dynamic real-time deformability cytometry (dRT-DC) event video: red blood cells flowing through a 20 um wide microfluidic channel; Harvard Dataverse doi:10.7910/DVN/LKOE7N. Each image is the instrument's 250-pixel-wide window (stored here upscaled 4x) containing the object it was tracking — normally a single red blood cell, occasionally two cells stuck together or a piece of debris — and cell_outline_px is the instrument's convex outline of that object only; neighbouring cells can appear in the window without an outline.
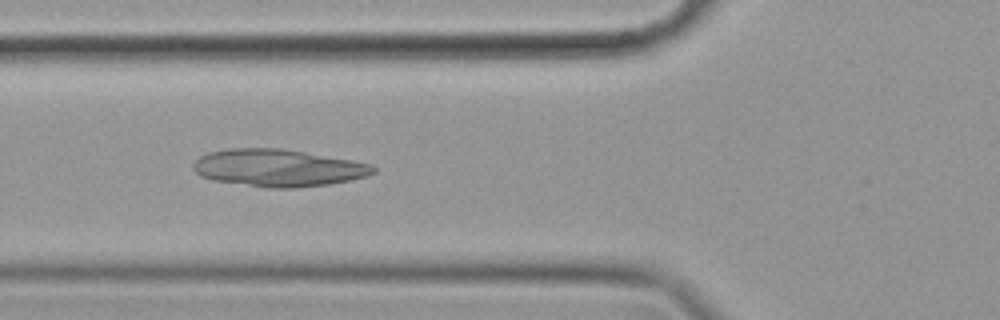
{"species": "common noctule bat (a hibernating species)", "species_latin": "Nyctalus noctula", "temperature_condition": "cold", "stored_images_in_passage": 44, "camera_frame_rate_fps": 3000, "um_per_image_px": 0.085, "animal": {"sex": "female", "body_mass_g": 19.9}, "frame": {"image": 1, "passage_image": 12, "time_ms": 3.667, "image_size_px": [1000, 320], "cell_outline_px": [[376, 172], [368, 176], [328, 184], [292, 188], [268, 188], [212, 180], [200, 176], [192, 168], [192, 164], [200, 156], [208, 152], [228, 148], [280, 148], [304, 152], [372, 164], [376, 168]], "centroid_in_image_um": [23.6, 14.27], "position_along_channel_um": 102.2, "area_um2": 39.02}}
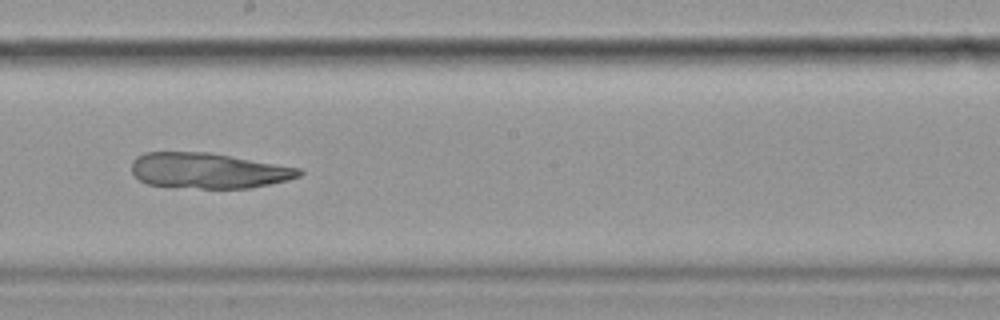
{"frame": {"image": 2, "passage_image": 23, "time_ms": 7.333, "image_size_px": [1000, 320], "cell_outline_px": [[304, 172], [300, 176], [288, 180], [252, 188], [200, 188], [148, 184], [140, 180], [132, 172], [132, 160], [136, 156], [144, 152], [208, 152], [300, 168]], "centroid_in_image_um": [17.71, 14.5], "position_along_channel_um": 230.5, "area_um2": 34.51}}
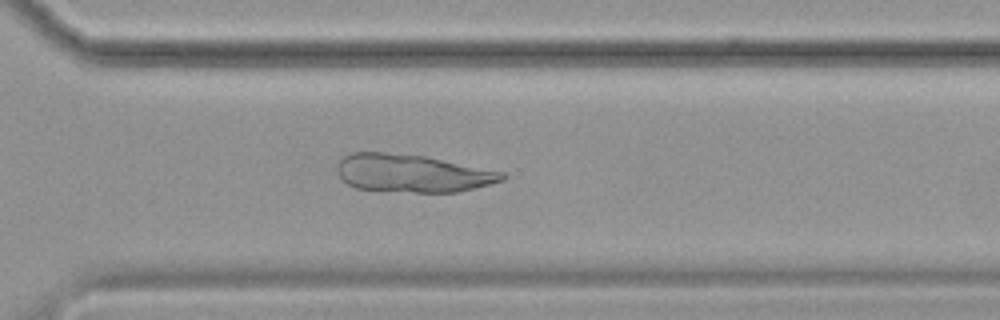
{"frame": {"image": 3, "passage_image": 32, "time_ms": 10.333, "image_size_px": [1000, 320], "cell_outline_px": [[508, 176], [504, 180], [456, 192], [416, 192], [356, 188], [348, 184], [340, 176], [336, 168], [340, 160], [344, 156], [352, 152], [384, 152], [424, 156], [504, 172]], "centroid_in_image_um": [35.04, 14.72], "position_along_channel_um": 335.6, "area_um2": 35.95}}